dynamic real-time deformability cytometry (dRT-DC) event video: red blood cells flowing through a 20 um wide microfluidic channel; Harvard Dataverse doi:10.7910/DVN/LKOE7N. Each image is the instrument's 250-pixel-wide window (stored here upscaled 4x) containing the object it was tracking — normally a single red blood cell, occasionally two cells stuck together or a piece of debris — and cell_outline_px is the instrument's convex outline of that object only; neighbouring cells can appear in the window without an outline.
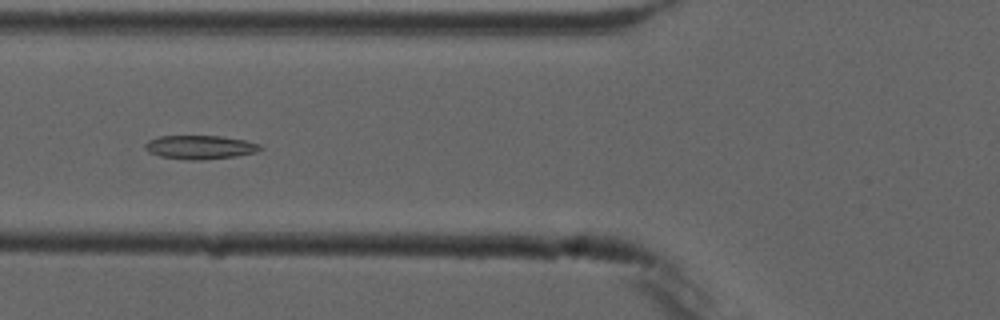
{"species": "common noctule bat (a hibernating species)", "species_latin": "Nyctalus noctula", "temperature_condition": "cold", "stored_images_in_passage": 6, "camera_frame_rate_fps": 3000, "um_per_image_px": 0.085, "animal": {"sex": "male", "forearm_length_mm": 52.5}, "frame": {"image": 1, "passage_image": 6, "time_ms": 5.667, "image_size_px": [1000, 320], "cell_outline_px": [[264, 148], [256, 152], [236, 156], [200, 160], [188, 160], [160, 156], [148, 152], [144, 148], [144, 144], [148, 140], [160, 136], [220, 136], [244, 140], [260, 144]], "centroid_in_image_um": [16.99, 12.51], "position_along_channel_um": 108.8, "area_um2": 15.95}}